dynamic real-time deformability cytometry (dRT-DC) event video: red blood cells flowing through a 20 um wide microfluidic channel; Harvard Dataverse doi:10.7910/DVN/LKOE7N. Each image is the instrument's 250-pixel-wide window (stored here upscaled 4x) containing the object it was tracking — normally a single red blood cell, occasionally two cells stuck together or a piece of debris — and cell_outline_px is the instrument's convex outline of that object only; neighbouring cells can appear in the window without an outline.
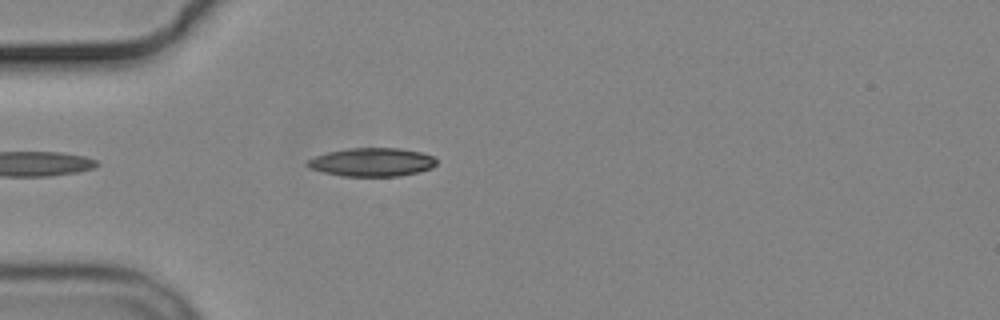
{"species": "common noctule bat (a hibernating species)", "species_latin": "Nyctalus noctula", "temperature_condition": "cold", "stored_images_in_passage": 4, "camera_frame_rate_fps": 3000, "um_per_image_px": 0.085, "animal": {"sex": "male", "body_mass_g": 19.2, "forearm_length_mm": 51.8}, "frame": {"image": 1, "passage_image": 4, "time_ms": 4.333, "image_size_px": [1000, 320], "cell_outline_px": [[436, 164], [432, 168], [420, 172], [400, 176], [344, 176], [324, 172], [308, 168], [304, 164], [308, 160], [316, 156], [328, 152], [348, 148], [400, 148], [420, 152], [432, 156], [436, 160]], "centroid_in_image_um": [31.62, 13.78], "position_along_channel_um": 53.4, "area_um2": 21.44}}